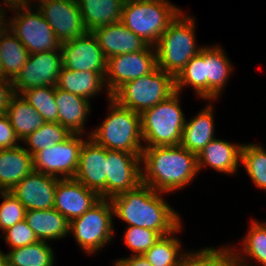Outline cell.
<instances>
[{"instance_id": "obj_18", "label": "cell", "mask_w": 266, "mask_h": 266, "mask_svg": "<svg viewBox=\"0 0 266 266\" xmlns=\"http://www.w3.org/2000/svg\"><path fill=\"white\" fill-rule=\"evenodd\" d=\"M100 199L95 191L88 189L75 178L60 179L56 185L53 208L71 222Z\"/></svg>"}, {"instance_id": "obj_23", "label": "cell", "mask_w": 266, "mask_h": 266, "mask_svg": "<svg viewBox=\"0 0 266 266\" xmlns=\"http://www.w3.org/2000/svg\"><path fill=\"white\" fill-rule=\"evenodd\" d=\"M204 63L205 99L212 101L221 94L233 66L220 46H204Z\"/></svg>"}, {"instance_id": "obj_16", "label": "cell", "mask_w": 266, "mask_h": 266, "mask_svg": "<svg viewBox=\"0 0 266 266\" xmlns=\"http://www.w3.org/2000/svg\"><path fill=\"white\" fill-rule=\"evenodd\" d=\"M74 178L95 191L101 199H107L106 148L92 138L84 140Z\"/></svg>"}, {"instance_id": "obj_21", "label": "cell", "mask_w": 266, "mask_h": 266, "mask_svg": "<svg viewBox=\"0 0 266 266\" xmlns=\"http://www.w3.org/2000/svg\"><path fill=\"white\" fill-rule=\"evenodd\" d=\"M33 170V157L27 148L0 149V192L10 191Z\"/></svg>"}, {"instance_id": "obj_6", "label": "cell", "mask_w": 266, "mask_h": 266, "mask_svg": "<svg viewBox=\"0 0 266 266\" xmlns=\"http://www.w3.org/2000/svg\"><path fill=\"white\" fill-rule=\"evenodd\" d=\"M179 95L175 92L140 114L142 138L149 144L144 147L180 145L186 118L179 104Z\"/></svg>"}, {"instance_id": "obj_10", "label": "cell", "mask_w": 266, "mask_h": 266, "mask_svg": "<svg viewBox=\"0 0 266 266\" xmlns=\"http://www.w3.org/2000/svg\"><path fill=\"white\" fill-rule=\"evenodd\" d=\"M81 135L72 133L65 141L37 152L33 156L34 171L61 179L74 178L84 143Z\"/></svg>"}, {"instance_id": "obj_1", "label": "cell", "mask_w": 266, "mask_h": 266, "mask_svg": "<svg viewBox=\"0 0 266 266\" xmlns=\"http://www.w3.org/2000/svg\"><path fill=\"white\" fill-rule=\"evenodd\" d=\"M110 201L114 216L129 226L147 228L166 236L181 225L180 215L163 200L161 192L143 183Z\"/></svg>"}, {"instance_id": "obj_20", "label": "cell", "mask_w": 266, "mask_h": 266, "mask_svg": "<svg viewBox=\"0 0 266 266\" xmlns=\"http://www.w3.org/2000/svg\"><path fill=\"white\" fill-rule=\"evenodd\" d=\"M242 144H231L222 139L211 140L197 155L198 170L208 165L218 172L233 174L241 161Z\"/></svg>"}, {"instance_id": "obj_27", "label": "cell", "mask_w": 266, "mask_h": 266, "mask_svg": "<svg viewBox=\"0 0 266 266\" xmlns=\"http://www.w3.org/2000/svg\"><path fill=\"white\" fill-rule=\"evenodd\" d=\"M105 73L71 71L62 67L56 87L89 100L105 86Z\"/></svg>"}, {"instance_id": "obj_32", "label": "cell", "mask_w": 266, "mask_h": 266, "mask_svg": "<svg viewBox=\"0 0 266 266\" xmlns=\"http://www.w3.org/2000/svg\"><path fill=\"white\" fill-rule=\"evenodd\" d=\"M179 266H237V261L234 249L230 246L221 249L210 247L185 253Z\"/></svg>"}, {"instance_id": "obj_33", "label": "cell", "mask_w": 266, "mask_h": 266, "mask_svg": "<svg viewBox=\"0 0 266 266\" xmlns=\"http://www.w3.org/2000/svg\"><path fill=\"white\" fill-rule=\"evenodd\" d=\"M72 133L59 123L45 122L40 128L29 134L25 140L29 145L27 151L33 157L37 152L45 148H50L56 143L65 141ZM30 147V148H29Z\"/></svg>"}, {"instance_id": "obj_9", "label": "cell", "mask_w": 266, "mask_h": 266, "mask_svg": "<svg viewBox=\"0 0 266 266\" xmlns=\"http://www.w3.org/2000/svg\"><path fill=\"white\" fill-rule=\"evenodd\" d=\"M31 9L28 7L18 10L17 15L10 18L8 28L30 54L58 50L61 43L57 40L54 31L38 9L36 12Z\"/></svg>"}, {"instance_id": "obj_2", "label": "cell", "mask_w": 266, "mask_h": 266, "mask_svg": "<svg viewBox=\"0 0 266 266\" xmlns=\"http://www.w3.org/2000/svg\"><path fill=\"white\" fill-rule=\"evenodd\" d=\"M141 164L142 183L163 194L185 187L199 172L197 155L181 145L144 147Z\"/></svg>"}, {"instance_id": "obj_26", "label": "cell", "mask_w": 266, "mask_h": 266, "mask_svg": "<svg viewBox=\"0 0 266 266\" xmlns=\"http://www.w3.org/2000/svg\"><path fill=\"white\" fill-rule=\"evenodd\" d=\"M211 104L190 121L185 122L180 145L198 155L214 137V118Z\"/></svg>"}, {"instance_id": "obj_3", "label": "cell", "mask_w": 266, "mask_h": 266, "mask_svg": "<svg viewBox=\"0 0 266 266\" xmlns=\"http://www.w3.org/2000/svg\"><path fill=\"white\" fill-rule=\"evenodd\" d=\"M110 113L89 138L108 150L142 154L141 115L109 98Z\"/></svg>"}, {"instance_id": "obj_12", "label": "cell", "mask_w": 266, "mask_h": 266, "mask_svg": "<svg viewBox=\"0 0 266 266\" xmlns=\"http://www.w3.org/2000/svg\"><path fill=\"white\" fill-rule=\"evenodd\" d=\"M63 67L61 47L55 51L30 54L16 78L12 81L16 94L40 86H56Z\"/></svg>"}, {"instance_id": "obj_30", "label": "cell", "mask_w": 266, "mask_h": 266, "mask_svg": "<svg viewBox=\"0 0 266 266\" xmlns=\"http://www.w3.org/2000/svg\"><path fill=\"white\" fill-rule=\"evenodd\" d=\"M53 249L45 241L11 249L7 253L9 266H53Z\"/></svg>"}, {"instance_id": "obj_13", "label": "cell", "mask_w": 266, "mask_h": 266, "mask_svg": "<svg viewBox=\"0 0 266 266\" xmlns=\"http://www.w3.org/2000/svg\"><path fill=\"white\" fill-rule=\"evenodd\" d=\"M141 155L106 149L107 199L133 190L142 183Z\"/></svg>"}, {"instance_id": "obj_4", "label": "cell", "mask_w": 266, "mask_h": 266, "mask_svg": "<svg viewBox=\"0 0 266 266\" xmlns=\"http://www.w3.org/2000/svg\"><path fill=\"white\" fill-rule=\"evenodd\" d=\"M194 18L183 11L169 24L156 43L157 67L176 78L202 47L195 44Z\"/></svg>"}, {"instance_id": "obj_31", "label": "cell", "mask_w": 266, "mask_h": 266, "mask_svg": "<svg viewBox=\"0 0 266 266\" xmlns=\"http://www.w3.org/2000/svg\"><path fill=\"white\" fill-rule=\"evenodd\" d=\"M181 225L171 234L162 236L143 256L152 266H179L185 253L181 255V244L173 234L181 231ZM180 255V256H179Z\"/></svg>"}, {"instance_id": "obj_48", "label": "cell", "mask_w": 266, "mask_h": 266, "mask_svg": "<svg viewBox=\"0 0 266 266\" xmlns=\"http://www.w3.org/2000/svg\"><path fill=\"white\" fill-rule=\"evenodd\" d=\"M49 1H54V0H39V2H37V3H38V6H39V5H42L43 3H46V2H49Z\"/></svg>"}, {"instance_id": "obj_5", "label": "cell", "mask_w": 266, "mask_h": 266, "mask_svg": "<svg viewBox=\"0 0 266 266\" xmlns=\"http://www.w3.org/2000/svg\"><path fill=\"white\" fill-rule=\"evenodd\" d=\"M180 12L168 0H125L120 21L154 47Z\"/></svg>"}, {"instance_id": "obj_39", "label": "cell", "mask_w": 266, "mask_h": 266, "mask_svg": "<svg viewBox=\"0 0 266 266\" xmlns=\"http://www.w3.org/2000/svg\"><path fill=\"white\" fill-rule=\"evenodd\" d=\"M3 202L0 204V229L4 232L16 223L25 220L26 209L9 191L0 192Z\"/></svg>"}, {"instance_id": "obj_40", "label": "cell", "mask_w": 266, "mask_h": 266, "mask_svg": "<svg viewBox=\"0 0 266 266\" xmlns=\"http://www.w3.org/2000/svg\"><path fill=\"white\" fill-rule=\"evenodd\" d=\"M4 240L11 249L24 247L38 241L33 230L28 226L25 220L16 223L14 226L3 232Z\"/></svg>"}, {"instance_id": "obj_14", "label": "cell", "mask_w": 266, "mask_h": 266, "mask_svg": "<svg viewBox=\"0 0 266 266\" xmlns=\"http://www.w3.org/2000/svg\"><path fill=\"white\" fill-rule=\"evenodd\" d=\"M62 44L88 32L77 0H54L37 6Z\"/></svg>"}, {"instance_id": "obj_7", "label": "cell", "mask_w": 266, "mask_h": 266, "mask_svg": "<svg viewBox=\"0 0 266 266\" xmlns=\"http://www.w3.org/2000/svg\"><path fill=\"white\" fill-rule=\"evenodd\" d=\"M175 92V78L157 67L150 74L124 83L111 98L119 105L141 114Z\"/></svg>"}, {"instance_id": "obj_28", "label": "cell", "mask_w": 266, "mask_h": 266, "mask_svg": "<svg viewBox=\"0 0 266 266\" xmlns=\"http://www.w3.org/2000/svg\"><path fill=\"white\" fill-rule=\"evenodd\" d=\"M5 114L9 117L15 134L21 141L45 123L43 117L21 94H16L12 98Z\"/></svg>"}, {"instance_id": "obj_8", "label": "cell", "mask_w": 266, "mask_h": 266, "mask_svg": "<svg viewBox=\"0 0 266 266\" xmlns=\"http://www.w3.org/2000/svg\"><path fill=\"white\" fill-rule=\"evenodd\" d=\"M113 206L110 199H100L83 215L70 222L77 244L88 254L97 252L113 237Z\"/></svg>"}, {"instance_id": "obj_19", "label": "cell", "mask_w": 266, "mask_h": 266, "mask_svg": "<svg viewBox=\"0 0 266 266\" xmlns=\"http://www.w3.org/2000/svg\"><path fill=\"white\" fill-rule=\"evenodd\" d=\"M106 58L144 50L148 44L121 21L99 27L92 32Z\"/></svg>"}, {"instance_id": "obj_38", "label": "cell", "mask_w": 266, "mask_h": 266, "mask_svg": "<svg viewBox=\"0 0 266 266\" xmlns=\"http://www.w3.org/2000/svg\"><path fill=\"white\" fill-rule=\"evenodd\" d=\"M162 236L153 230L128 226L124 234V242L133 255H143L148 251Z\"/></svg>"}, {"instance_id": "obj_41", "label": "cell", "mask_w": 266, "mask_h": 266, "mask_svg": "<svg viewBox=\"0 0 266 266\" xmlns=\"http://www.w3.org/2000/svg\"><path fill=\"white\" fill-rule=\"evenodd\" d=\"M18 141L9 117L4 113L0 116V149L15 148L19 146Z\"/></svg>"}, {"instance_id": "obj_37", "label": "cell", "mask_w": 266, "mask_h": 266, "mask_svg": "<svg viewBox=\"0 0 266 266\" xmlns=\"http://www.w3.org/2000/svg\"><path fill=\"white\" fill-rule=\"evenodd\" d=\"M242 245L243 255L257 260L263 266H266V222L261 224L257 221H252L250 229L243 239Z\"/></svg>"}, {"instance_id": "obj_17", "label": "cell", "mask_w": 266, "mask_h": 266, "mask_svg": "<svg viewBox=\"0 0 266 266\" xmlns=\"http://www.w3.org/2000/svg\"><path fill=\"white\" fill-rule=\"evenodd\" d=\"M60 179L33 170L9 192L26 210H49L54 207L56 185Z\"/></svg>"}, {"instance_id": "obj_29", "label": "cell", "mask_w": 266, "mask_h": 266, "mask_svg": "<svg viewBox=\"0 0 266 266\" xmlns=\"http://www.w3.org/2000/svg\"><path fill=\"white\" fill-rule=\"evenodd\" d=\"M0 54L1 76L11 81L16 78L30 56L27 48L9 28L0 36Z\"/></svg>"}, {"instance_id": "obj_49", "label": "cell", "mask_w": 266, "mask_h": 266, "mask_svg": "<svg viewBox=\"0 0 266 266\" xmlns=\"http://www.w3.org/2000/svg\"><path fill=\"white\" fill-rule=\"evenodd\" d=\"M0 75H1V54H0Z\"/></svg>"}, {"instance_id": "obj_34", "label": "cell", "mask_w": 266, "mask_h": 266, "mask_svg": "<svg viewBox=\"0 0 266 266\" xmlns=\"http://www.w3.org/2000/svg\"><path fill=\"white\" fill-rule=\"evenodd\" d=\"M191 85L197 95L205 99V63H204V47L200 52L193 56L185 65L184 69L175 78L176 92L180 91L184 86Z\"/></svg>"}, {"instance_id": "obj_47", "label": "cell", "mask_w": 266, "mask_h": 266, "mask_svg": "<svg viewBox=\"0 0 266 266\" xmlns=\"http://www.w3.org/2000/svg\"><path fill=\"white\" fill-rule=\"evenodd\" d=\"M0 266H9L8 256L2 250H0Z\"/></svg>"}, {"instance_id": "obj_46", "label": "cell", "mask_w": 266, "mask_h": 266, "mask_svg": "<svg viewBox=\"0 0 266 266\" xmlns=\"http://www.w3.org/2000/svg\"><path fill=\"white\" fill-rule=\"evenodd\" d=\"M234 253H235V256H236L237 266H249L248 263L247 264L245 263L246 261H245L244 257H242L241 254H239L235 250H234Z\"/></svg>"}, {"instance_id": "obj_35", "label": "cell", "mask_w": 266, "mask_h": 266, "mask_svg": "<svg viewBox=\"0 0 266 266\" xmlns=\"http://www.w3.org/2000/svg\"><path fill=\"white\" fill-rule=\"evenodd\" d=\"M22 97L32 105L45 122L58 123V109L55 102V86H40L21 93Z\"/></svg>"}, {"instance_id": "obj_43", "label": "cell", "mask_w": 266, "mask_h": 266, "mask_svg": "<svg viewBox=\"0 0 266 266\" xmlns=\"http://www.w3.org/2000/svg\"><path fill=\"white\" fill-rule=\"evenodd\" d=\"M115 266H152L143 255H132L128 258H121L115 262Z\"/></svg>"}, {"instance_id": "obj_36", "label": "cell", "mask_w": 266, "mask_h": 266, "mask_svg": "<svg viewBox=\"0 0 266 266\" xmlns=\"http://www.w3.org/2000/svg\"><path fill=\"white\" fill-rule=\"evenodd\" d=\"M240 162L253 183L266 190V150L258 144H242Z\"/></svg>"}, {"instance_id": "obj_24", "label": "cell", "mask_w": 266, "mask_h": 266, "mask_svg": "<svg viewBox=\"0 0 266 266\" xmlns=\"http://www.w3.org/2000/svg\"><path fill=\"white\" fill-rule=\"evenodd\" d=\"M125 0H77L88 32L121 20Z\"/></svg>"}, {"instance_id": "obj_45", "label": "cell", "mask_w": 266, "mask_h": 266, "mask_svg": "<svg viewBox=\"0 0 266 266\" xmlns=\"http://www.w3.org/2000/svg\"><path fill=\"white\" fill-rule=\"evenodd\" d=\"M5 8L0 7V36L8 29V23L5 19Z\"/></svg>"}, {"instance_id": "obj_15", "label": "cell", "mask_w": 266, "mask_h": 266, "mask_svg": "<svg viewBox=\"0 0 266 266\" xmlns=\"http://www.w3.org/2000/svg\"><path fill=\"white\" fill-rule=\"evenodd\" d=\"M61 51L65 69L106 72L107 58L92 32L62 43Z\"/></svg>"}, {"instance_id": "obj_42", "label": "cell", "mask_w": 266, "mask_h": 266, "mask_svg": "<svg viewBox=\"0 0 266 266\" xmlns=\"http://www.w3.org/2000/svg\"><path fill=\"white\" fill-rule=\"evenodd\" d=\"M16 95L13 82L0 75V110L6 113L12 98Z\"/></svg>"}, {"instance_id": "obj_11", "label": "cell", "mask_w": 266, "mask_h": 266, "mask_svg": "<svg viewBox=\"0 0 266 266\" xmlns=\"http://www.w3.org/2000/svg\"><path fill=\"white\" fill-rule=\"evenodd\" d=\"M154 49L148 45L144 50L119 54L107 59L104 79L108 98H111V95L124 83L150 74L157 68Z\"/></svg>"}, {"instance_id": "obj_44", "label": "cell", "mask_w": 266, "mask_h": 266, "mask_svg": "<svg viewBox=\"0 0 266 266\" xmlns=\"http://www.w3.org/2000/svg\"><path fill=\"white\" fill-rule=\"evenodd\" d=\"M10 10L18 11L31 6L29 0H4L3 1Z\"/></svg>"}, {"instance_id": "obj_22", "label": "cell", "mask_w": 266, "mask_h": 266, "mask_svg": "<svg viewBox=\"0 0 266 266\" xmlns=\"http://www.w3.org/2000/svg\"><path fill=\"white\" fill-rule=\"evenodd\" d=\"M55 102L58 109V123L71 133L83 134L85 119L91 110L89 100L55 86Z\"/></svg>"}, {"instance_id": "obj_25", "label": "cell", "mask_w": 266, "mask_h": 266, "mask_svg": "<svg viewBox=\"0 0 266 266\" xmlns=\"http://www.w3.org/2000/svg\"><path fill=\"white\" fill-rule=\"evenodd\" d=\"M25 221L38 241L66 237L70 222L54 208L49 210H26Z\"/></svg>"}]
</instances>
